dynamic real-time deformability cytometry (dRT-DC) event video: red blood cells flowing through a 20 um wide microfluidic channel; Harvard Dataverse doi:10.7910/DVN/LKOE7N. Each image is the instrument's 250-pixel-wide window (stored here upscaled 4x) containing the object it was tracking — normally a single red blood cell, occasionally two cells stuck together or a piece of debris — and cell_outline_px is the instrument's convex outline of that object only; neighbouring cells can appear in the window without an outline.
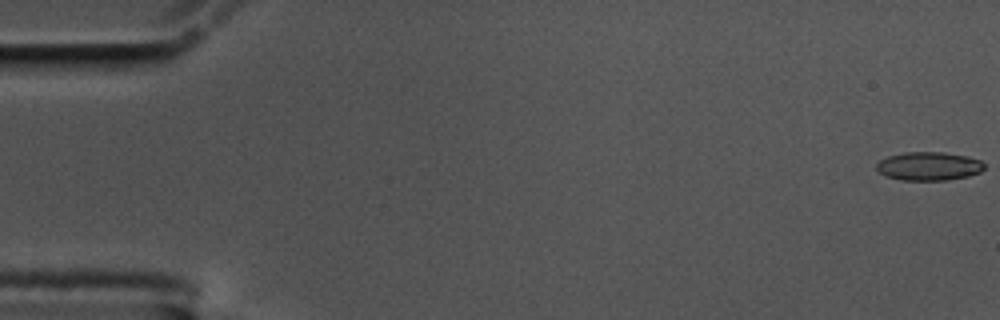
{"species": "common noctule bat (a hibernating species)", "species_latin": "Nyctalus noctula", "temperature_condition": "cold", "stored_images_in_passage": 58, "camera_frame_rate_fps": 3000, "um_per_image_px": 0.085, "animal": {"sex": "male", "body_mass_g": 17.5, "forearm_length_mm": 52.3}, "frame": {"image": 1, "passage_image": 1, "time_ms": 0.0, "image_size_px": [1000, 320], "cell_outline_px": [[984, 168], [980, 172], [968, 176], [948, 180], [900, 180], [884, 176], [876, 168], [876, 164], [880, 160], [888, 156], [904, 152], [944, 152], [968, 156], [980, 160], [984, 164]], "centroid_in_image_um": [78.94, 14.12], "position_along_channel_um": 6.1, "area_um2": 18.03}}
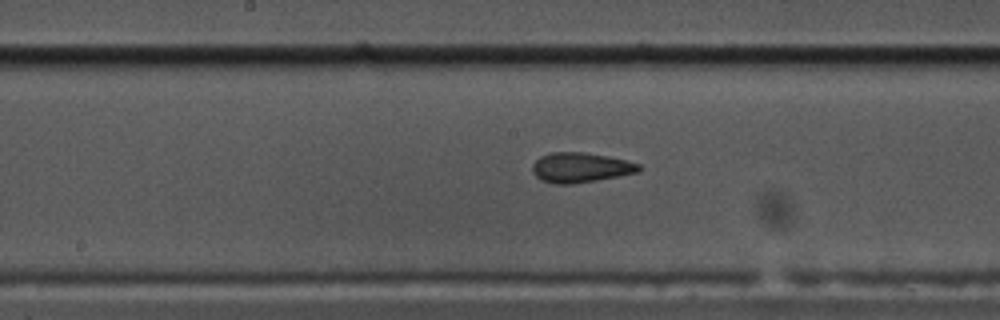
{"frame": {"image": 2, "passage_image": 30, "time_ms": 9.667, "image_size_px": [1000, 320], "cell_outline_px": [[644, 168], [640, 172], [596, 180], [572, 184], [556, 184], [540, 180], [532, 172], [532, 164], [540, 156], [548, 152], [584, 152], [608, 156], [628, 160], [640, 164]], "centroid_in_image_um": [49.36, 14.23], "position_along_channel_um": 198.8, "area_um2": 18.84}}
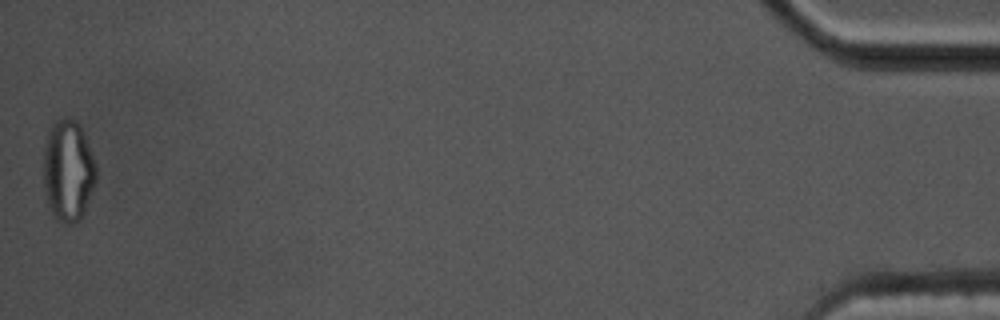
{"frame": {"image": 3, "passage_image": 58, "time_ms": 19.0, "image_size_px": [1000, 320], "cell_outline_px": [[96, 180], [84, 212], [80, 220], [72, 224], [68, 224], [56, 220], [52, 216], [48, 204], [44, 188], [44, 148], [48, 132], [52, 124], [60, 116], [76, 120], [80, 124], [96, 164]], "centroid_in_image_um": [5.78, 14.5], "position_along_channel_um": 429.4, "area_um2": 31.33}, "authors_computed_cell_mechanics": {"area_um2": 18.8139, "velocity_mm_per_s": 3.4929, "shape_relaxation_time_tau1_ms": null, "shape_relaxation_time_tau2_ms": 1.4633, "deformation_change_tau1": null, "deformation_change_tau2": 0.0875}}